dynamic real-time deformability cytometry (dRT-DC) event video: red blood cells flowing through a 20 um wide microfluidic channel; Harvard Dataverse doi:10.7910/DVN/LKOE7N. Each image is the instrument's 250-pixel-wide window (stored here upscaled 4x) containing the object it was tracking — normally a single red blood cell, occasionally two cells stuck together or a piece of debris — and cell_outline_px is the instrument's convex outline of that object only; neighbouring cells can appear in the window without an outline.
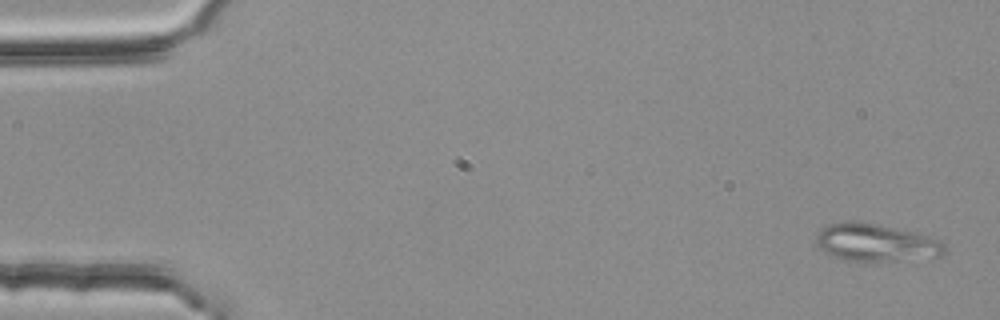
{"species": "common noctule bat (a hibernating species)", "species_latin": "Nyctalus noctula", "temperature_condition": "room temperature", "stored_images_in_passage": 55, "segment_of_instrument_passage": [1, 2], "camera_frame_rate_fps": 3000, "um_per_image_px": 0.085, "animal": {"sex": "female", "body_mass_g": 25.1}, "frame": {"image": 1, "passage_image": 2, "time_ms": 0.333, "image_size_px": [1000, 320], "cell_outline_px": [[944, 252], [940, 256], [880, 260], [844, 260], [832, 256], [824, 252], [816, 244], [816, 236], [820, 228], [828, 224], [840, 220], [852, 220], [876, 224], [916, 232], [940, 240], [944, 244]], "centroid_in_image_um": [74.36, 20.58], "position_along_channel_um": 10.6, "area_um2": 27.8}}